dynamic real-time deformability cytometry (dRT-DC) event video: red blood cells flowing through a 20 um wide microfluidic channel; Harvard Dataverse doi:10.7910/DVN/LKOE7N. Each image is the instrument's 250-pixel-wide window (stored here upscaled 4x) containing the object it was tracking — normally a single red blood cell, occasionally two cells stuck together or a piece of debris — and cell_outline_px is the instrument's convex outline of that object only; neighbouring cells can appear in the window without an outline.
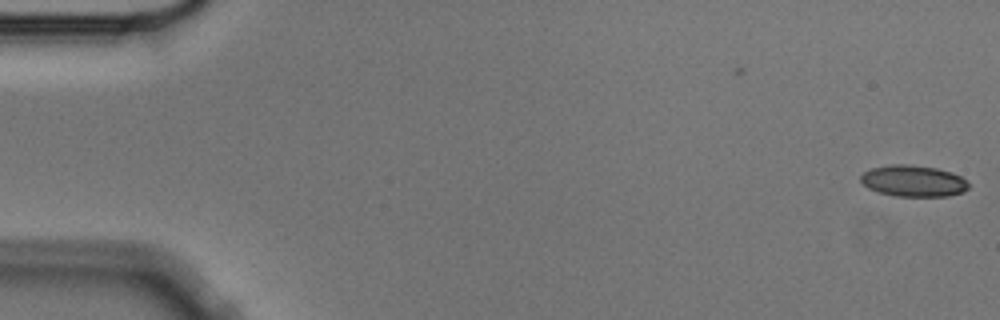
{"species": "Egyptian fruit bat (a non-hibernating species)", "species_latin": "Rousettus aegyptiacus", "temperature_condition": "cold", "stored_images_in_passage": 2, "camera_frame_rate_fps": 3000, "um_per_image_px": 0.085, "animal": {"sex": "male"}, "frame": {"image": 1, "passage_image": 2, "time_ms": 0.333, "image_size_px": [1000, 320], "cell_outline_px": [[968, 188], [964, 192], [948, 196], [896, 196], [876, 192], [868, 188], [860, 180], [860, 176], [864, 172], [872, 168], [892, 164], [908, 164], [936, 168], [952, 172], [960, 176], [968, 184]], "centroid_in_image_um": [77.62, 15.38], "position_along_channel_um": 7.4, "area_um2": 19.71}}